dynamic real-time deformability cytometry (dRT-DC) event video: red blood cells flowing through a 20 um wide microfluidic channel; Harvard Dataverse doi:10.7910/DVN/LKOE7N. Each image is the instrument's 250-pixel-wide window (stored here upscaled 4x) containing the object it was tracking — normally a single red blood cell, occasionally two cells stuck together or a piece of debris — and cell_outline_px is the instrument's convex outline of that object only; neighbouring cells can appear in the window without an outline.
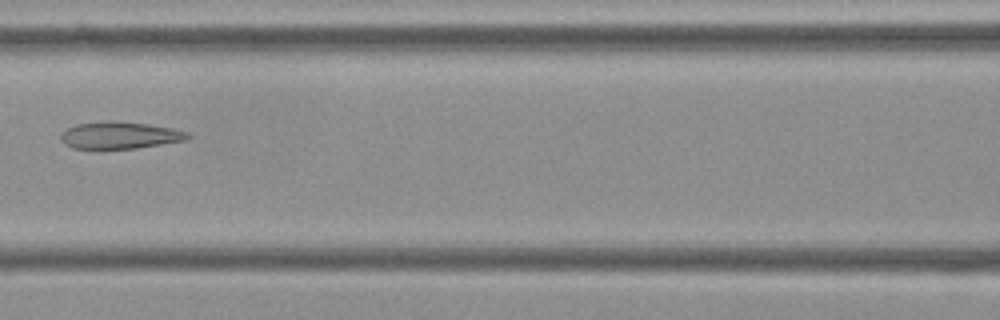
{"species": "Egyptian fruit bat (a non-hibernating species)", "species_latin": "Rousettus aegyptiacus", "temperature_condition": "cold", "stored_images_in_passage": 15, "camera_frame_rate_fps": 3000, "um_per_image_px": 0.085, "frame": {"image": 1, "passage_image": 7, "time_ms": 2.0, "image_size_px": [1000, 320], "cell_outline_px": [[192, 136], [188, 140], [136, 148], [72, 148], [64, 144], [60, 140], [60, 132], [76, 124], [108, 120], [112, 120], [148, 124], [172, 128], [188, 132]], "centroid_in_image_um": [10.18, 11.49], "position_along_channel_um": 156.4, "area_um2": 20.11}}
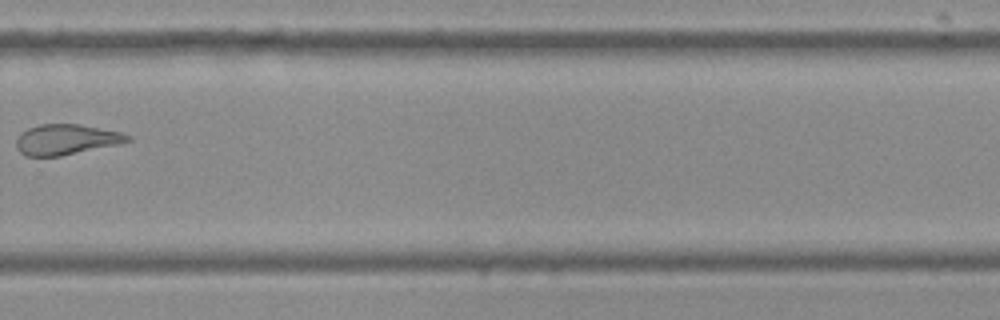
{"frame": {"image": 2, "passage_image": 11, "time_ms": 3.333, "image_size_px": [1000, 320], "cell_outline_px": [[132, 140], [120, 144], [60, 156], [24, 156], [16, 148], [16, 140], [20, 132], [28, 128], [40, 124], [80, 124], [120, 132], [132, 136]], "centroid_in_image_um": [5.62, 11.86], "position_along_channel_um": 324.2, "area_um2": 19.88}}
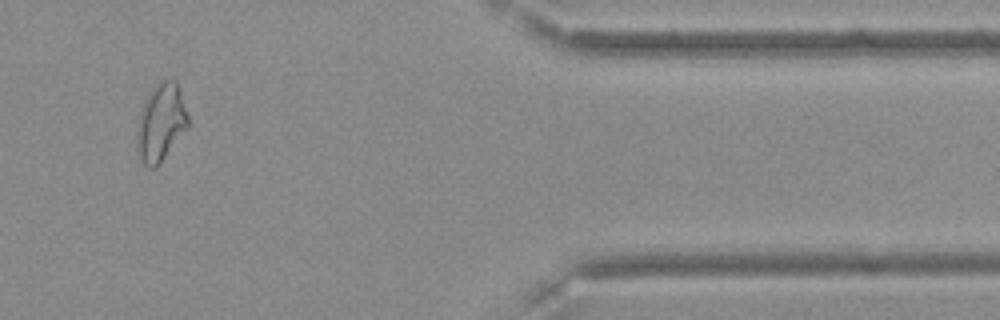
{"frame": {"image": 3, "passage_image": 13, "time_ms": 4.0, "image_size_px": [1000, 320], "cell_outline_px": [[188, 128], [156, 168], [148, 168], [144, 164], [136, 152], [136, 132], [140, 112], [144, 100], [148, 92], [160, 80], [176, 80], [188, 116]], "centroid_in_image_um": [13.65, 10.44], "position_along_channel_um": 397.8, "area_um2": 23.29}}